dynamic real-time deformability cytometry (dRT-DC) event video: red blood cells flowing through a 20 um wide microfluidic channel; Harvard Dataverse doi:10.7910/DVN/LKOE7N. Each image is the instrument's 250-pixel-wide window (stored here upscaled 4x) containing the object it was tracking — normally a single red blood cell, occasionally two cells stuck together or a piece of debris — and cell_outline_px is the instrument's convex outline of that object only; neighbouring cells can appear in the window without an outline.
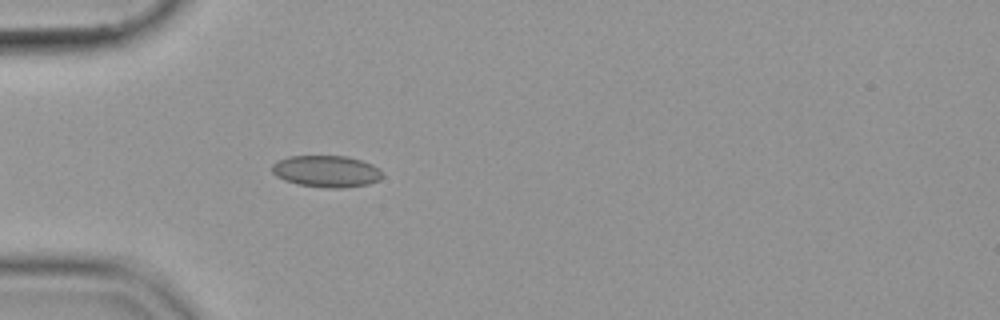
{"species": "common noctule bat (a hibernating species)", "species_latin": "Nyctalus noctula", "temperature_condition": "cold", "stored_images_in_passage": 39, "camera_frame_rate_fps": 3000, "um_per_image_px": 0.085, "animal": {"sex": "female", "body_mass_g": 19.9}, "frame": {"image": 1, "passage_image": 6, "time_ms": 1.667, "image_size_px": [1000, 320], "cell_outline_px": [[384, 176], [380, 180], [368, 184], [340, 188], [328, 188], [296, 184], [284, 180], [276, 176], [272, 172], [272, 164], [288, 156], [344, 156], [360, 160], [372, 164], [380, 168]], "centroid_in_image_um": [27.76, 14.57], "position_along_channel_um": 57.2, "area_um2": 20.46}}
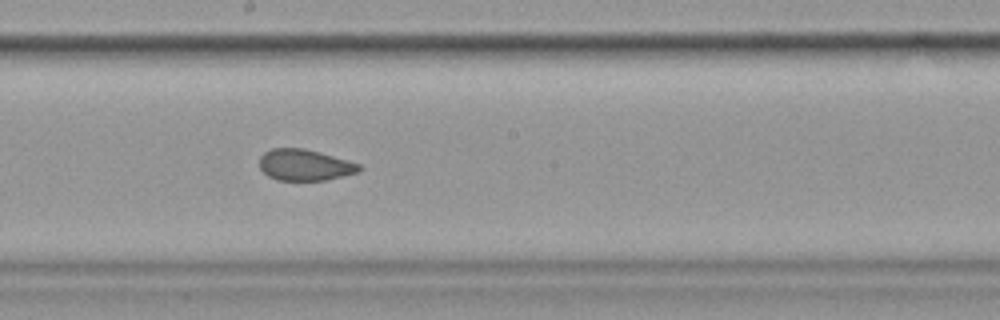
{"frame": {"image": 2, "passage_image": 20, "time_ms": 6.333, "image_size_px": [1000, 320], "cell_outline_px": [[360, 172], [324, 180], [276, 180], [268, 176], [260, 168], [260, 156], [264, 152], [272, 148], [304, 148], [320, 152], [360, 164]], "centroid_in_image_um": [25.88, 14.02], "position_along_channel_um": 222.3, "area_um2": 18.09}}
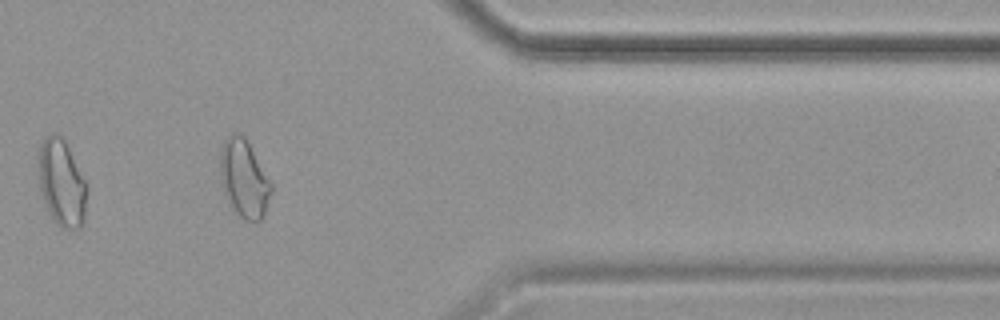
{"frame": {"image": 3, "passage_image": 35, "time_ms": 11.333, "image_size_px": [1000, 320], "cell_outline_px": [[272, 192], [264, 216], [256, 224], [244, 220], [232, 212], [228, 204], [220, 176], [220, 148], [224, 140], [232, 132], [240, 132], [244, 136], [272, 184]], "centroid_in_image_um": [20.73, 15.23], "position_along_channel_um": 390.7, "area_um2": 23.58}}